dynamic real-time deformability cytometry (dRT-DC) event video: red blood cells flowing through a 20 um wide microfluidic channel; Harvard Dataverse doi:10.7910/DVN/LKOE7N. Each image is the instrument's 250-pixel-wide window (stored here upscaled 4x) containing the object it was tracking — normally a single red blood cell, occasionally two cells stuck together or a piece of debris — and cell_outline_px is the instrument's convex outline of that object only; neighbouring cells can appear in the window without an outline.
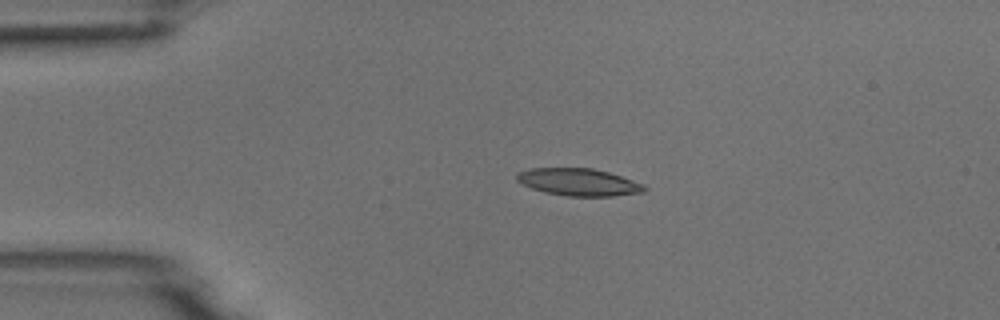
{"species": "common noctule bat (a hibernating species)", "species_latin": "Nyctalus noctula", "temperature_condition": "room temperature", "stored_images_in_passage": 4, "camera_frame_rate_fps": 3000, "um_per_image_px": 0.085, "animal": {"sex": "male", "body_mass_g": 18.8}, "frame": {"image": 1, "passage_image": 3, "time_ms": 2.0, "image_size_px": [1000, 320], "cell_outline_px": [[648, 188], [644, 192], [612, 196], [564, 196], [544, 192], [532, 188], [516, 180], [516, 176], [520, 172], [532, 168], [592, 168], [608, 172], [644, 184]], "centroid_in_image_um": [49.21, 15.49], "position_along_channel_um": 35.8, "area_um2": 20.17}}